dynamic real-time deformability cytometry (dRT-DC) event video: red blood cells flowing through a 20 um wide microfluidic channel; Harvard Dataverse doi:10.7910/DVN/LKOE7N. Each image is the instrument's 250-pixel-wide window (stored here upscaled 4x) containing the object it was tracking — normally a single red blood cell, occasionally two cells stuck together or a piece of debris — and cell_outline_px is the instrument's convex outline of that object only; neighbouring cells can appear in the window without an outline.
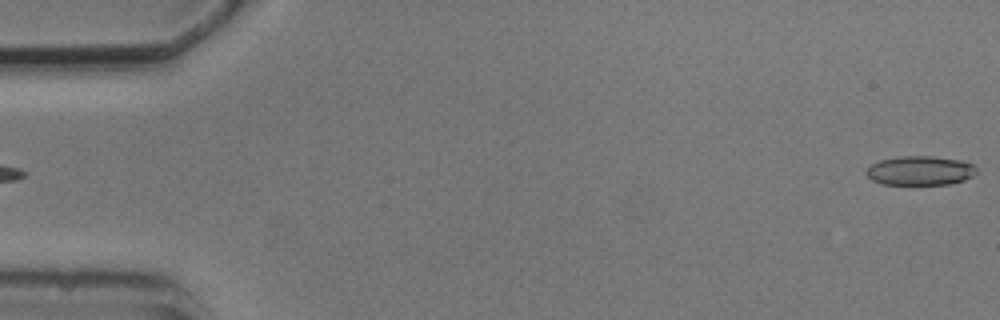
{"species": "common noctule bat (a hibernating species)", "species_latin": "Nyctalus noctula", "temperature_condition": "cold", "stored_images_in_passage": 6, "segment_of_instrument_passage": [2, 2], "camera_frame_rate_fps": 3000, "um_per_image_px": 0.085, "animal": {"sex": "male", "body_mass_g": 20.5, "forearm_length_mm": 52.5}, "frame": {"image": 1, "passage_image": 6, "time_ms": 5.667, "image_size_px": [1000, 320], "cell_outline_px": [[976, 172], [972, 176], [964, 180], [948, 184], [884, 184], [872, 180], [864, 172], [872, 164], [880, 160], [900, 156], [932, 156], [960, 160], [972, 164], [976, 168]], "centroid_in_image_um": [78.2, 14.5], "position_along_channel_um": 6.8, "area_um2": 18.61}}